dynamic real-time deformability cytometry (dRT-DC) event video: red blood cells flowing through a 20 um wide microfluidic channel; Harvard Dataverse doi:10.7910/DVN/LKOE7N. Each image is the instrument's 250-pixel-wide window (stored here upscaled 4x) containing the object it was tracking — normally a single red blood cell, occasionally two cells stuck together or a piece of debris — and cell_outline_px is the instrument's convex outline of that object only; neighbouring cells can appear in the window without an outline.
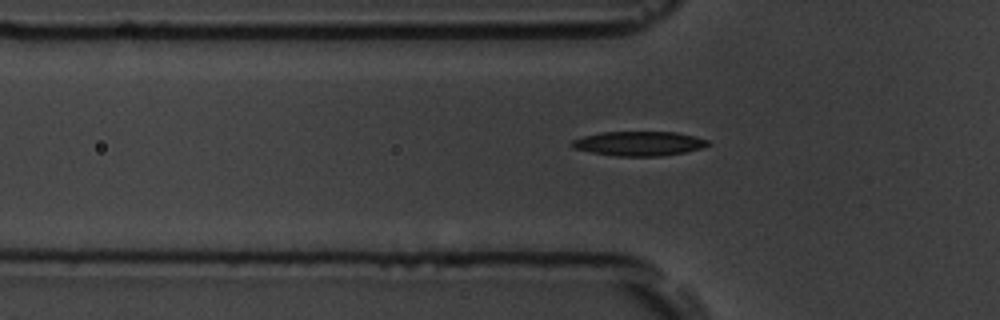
{"species": "common noctule bat (a hibernating species)", "species_latin": "Nyctalus noctula", "temperature_condition": "room temperature", "stored_images_in_passage": 40, "camera_frame_rate_fps": 3000, "um_per_image_px": 0.085, "animal": {"sex": "male", "body_mass_g": 19.5, "forearm_length_mm": 54.6}, "frame": {"image": 1, "passage_image": 5, "time_ms": 1.333, "image_size_px": [1000, 320], "cell_outline_px": [[712, 144], [700, 148], [684, 152], [660, 156], [616, 156], [592, 152], [572, 148], [568, 144], [572, 140], [584, 136], [600, 132], [676, 132], [708, 140]], "centroid_in_image_um": [54.27, 12.2], "position_along_channel_um": 71.5, "area_um2": 19.31}}
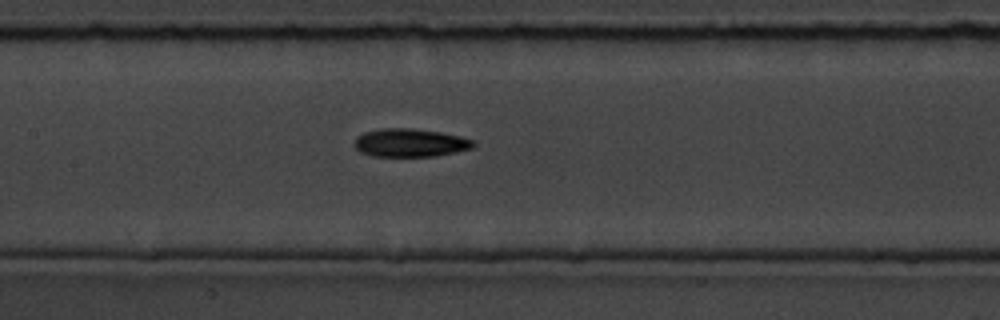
{"frame": {"image": 2, "passage_image": 13, "time_ms": 4.0, "image_size_px": [1000, 320], "cell_outline_px": [[476, 144], [472, 148], [456, 152], [436, 156], [372, 156], [360, 152], [356, 148], [356, 136], [364, 132], [384, 128], [412, 128], [440, 132], [460, 136], [472, 140]], "centroid_in_image_um": [34.87, 12.13], "position_along_channel_um": 172.5, "area_um2": 19.48}}
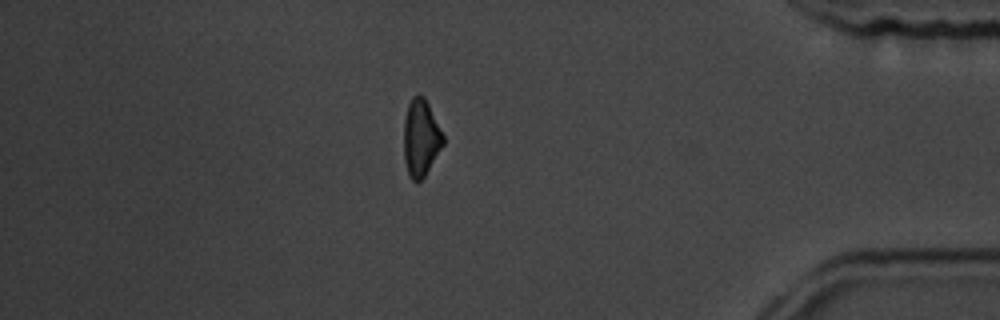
{"frame": {"image": 3, "passage_image": 34, "time_ms": 11.0, "image_size_px": [1000, 320], "cell_outline_px": [[444, 144], [424, 176], [420, 180], [412, 180], [408, 176], [404, 160], [404, 120], [408, 104], [412, 96], [424, 96], [444, 136]], "centroid_in_image_um": [35.76, 11.73], "position_along_channel_um": 399.4, "area_um2": 17.46}, "authors_computed_cell_mechanics": {"area_um2": 18.6405, "velocity_mm_per_s": 3.7686, "shape_relaxation_time_tau1_ms": 2.5166, "shape_relaxation_time_tau2_ms": 9.3634, "deformation_change_tau1": 0.1111, "deformation_change_tau2": 0.2085}}